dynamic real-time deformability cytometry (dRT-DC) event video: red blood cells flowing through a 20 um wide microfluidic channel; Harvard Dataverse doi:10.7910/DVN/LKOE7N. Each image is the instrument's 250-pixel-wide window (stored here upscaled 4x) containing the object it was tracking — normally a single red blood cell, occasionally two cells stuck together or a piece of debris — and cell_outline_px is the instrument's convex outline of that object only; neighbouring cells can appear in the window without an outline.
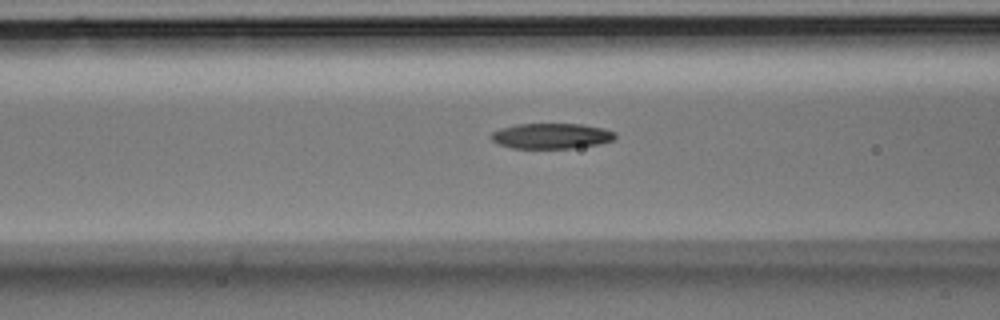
{"species": "Egyptian fruit bat (a non-hibernating species)", "species_latin": "Rousettus aegyptiacus", "temperature_condition": "room temperature", "stored_images_in_passage": 6, "camera_frame_rate_fps": 3000, "um_per_image_px": 0.085, "animal": {"sex": "male"}, "frame": {"image": 1, "passage_image": 6, "time_ms": 1.667, "image_size_px": [1000, 320], "cell_outline_px": [[616, 136], [612, 140], [600, 144], [572, 148], [512, 148], [500, 144], [492, 140], [492, 132], [500, 128], [516, 124], [584, 124], [604, 128], [616, 132]], "centroid_in_image_um": [46.9, 11.55], "position_along_channel_um": 119.7, "area_um2": 18.38}}